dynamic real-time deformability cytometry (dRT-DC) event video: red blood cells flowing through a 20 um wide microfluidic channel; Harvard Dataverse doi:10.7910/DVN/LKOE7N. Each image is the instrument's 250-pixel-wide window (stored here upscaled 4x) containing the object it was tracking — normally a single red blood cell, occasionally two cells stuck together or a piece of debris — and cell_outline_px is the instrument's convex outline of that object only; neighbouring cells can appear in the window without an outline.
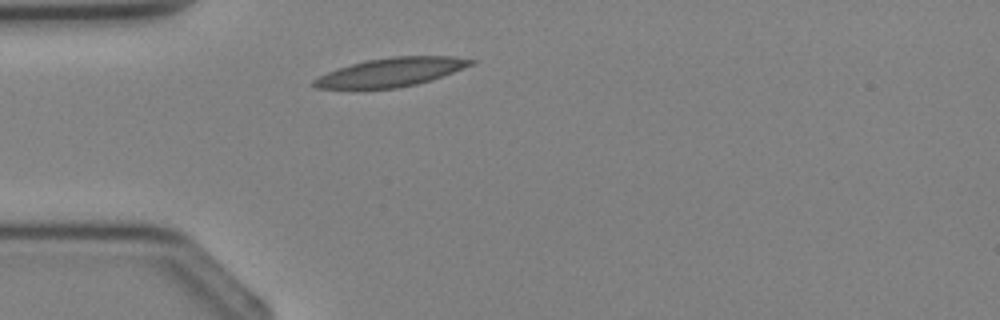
{"species": "Egyptian fruit bat (a non-hibernating species)", "species_latin": "Rousettus aegyptiacus", "temperature_condition": "cold", "stored_images_in_passage": 1, "camera_frame_rate_fps": 3000, "um_per_image_px": 0.085, "animal": {"sex": "female"}, "frame": {"image": 1, "passage_image": 1, "time_ms": 0.0, "image_size_px": [1000, 320], "cell_outline_px": [[476, 64], [432, 80], [416, 84], [396, 88], [316, 88], [312, 84], [312, 80], [328, 72], [352, 64], [368, 60], [392, 56], [452, 56], [476, 60]], "centroid_in_image_um": [33.32, 6.13], "position_along_channel_um": 51.7, "area_um2": 26.01}}